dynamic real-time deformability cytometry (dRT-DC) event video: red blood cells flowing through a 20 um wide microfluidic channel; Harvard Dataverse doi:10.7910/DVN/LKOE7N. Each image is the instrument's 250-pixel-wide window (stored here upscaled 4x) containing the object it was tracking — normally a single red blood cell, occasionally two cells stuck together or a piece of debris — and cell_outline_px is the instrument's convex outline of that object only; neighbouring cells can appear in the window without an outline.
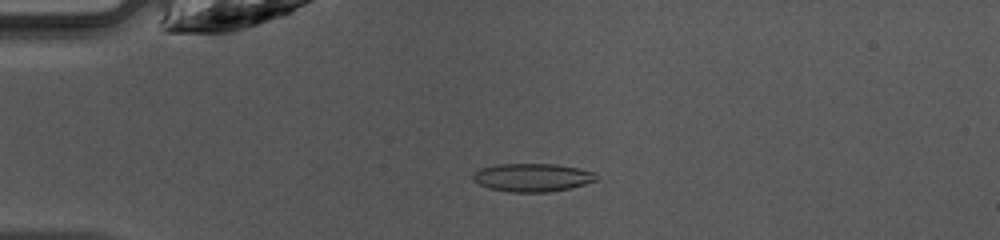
{"species": "common noctule bat (a hibernating species)", "species_latin": "Nyctalus noctula", "temperature_condition": "warm", "stored_images_in_passage": 48, "camera_frame_rate_fps": 3000, "um_per_image_px": 0.085, "animal": {"sex": "female", "body_mass_g": 10.0, "forearm_length_mm": 53.1}, "frame": {"image": 1, "passage_image": 12, "time_ms": 3.667, "image_size_px": [1000, 240], "cell_outline_px": [[596, 180], [584, 184], [568, 188], [548, 192], [508, 192], [488, 188], [472, 180], [472, 172], [480, 168], [500, 164], [556, 164], [596, 172]], "centroid_in_image_um": [45.2, 15.08], "position_along_channel_um": 39.8, "area_um2": 20.23}}
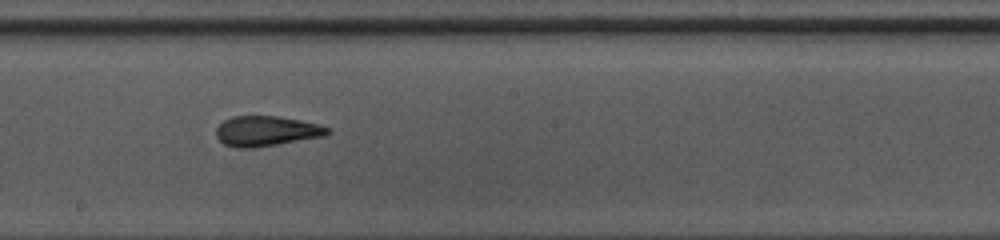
{"frame": {"image": 2, "passage_image": 27, "time_ms": 8.667, "image_size_px": [1000, 240], "cell_outline_px": [[332, 132], [324, 136], [256, 148], [236, 148], [224, 144], [216, 136], [216, 128], [224, 120], [232, 116], [276, 116], [300, 120], [320, 124], [332, 128]], "centroid_in_image_um": [22.67, 11.14], "position_along_channel_um": 225.5, "area_um2": 19.77}}
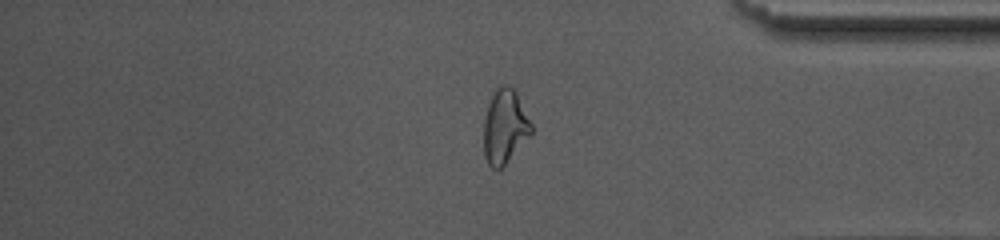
{"frame": {"image": 3, "passage_image": 40, "time_ms": 13.0, "image_size_px": [1000, 240], "cell_outline_px": [[532, 132], [504, 164], [500, 168], [492, 168], [488, 164], [484, 156], [484, 120], [488, 104], [496, 88], [500, 84], [508, 84], [516, 92], [532, 124]], "centroid_in_image_um": [42.89, 10.72], "position_along_channel_um": 392.3, "area_um2": 20.17}, "authors_computed_cell_mechanics": {"area_um2": 19.5942, "velocity_mm_per_s": 4.2382, "shape_relaxation_time_tau1_ms": 4.3253, "shape_relaxation_time_tau2_ms": 2.0566, "deformation_change_tau1": 0.1827, "deformation_change_tau2": 0.0732}}